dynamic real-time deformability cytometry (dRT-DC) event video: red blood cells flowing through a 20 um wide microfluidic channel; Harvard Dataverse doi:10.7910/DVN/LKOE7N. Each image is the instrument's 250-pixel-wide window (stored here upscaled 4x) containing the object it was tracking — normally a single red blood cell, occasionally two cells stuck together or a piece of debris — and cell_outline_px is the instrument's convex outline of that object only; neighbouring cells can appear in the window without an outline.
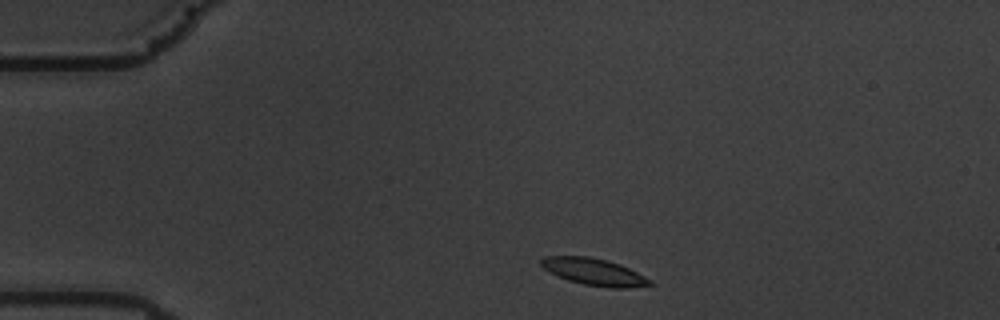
{"species": "common noctule bat (a hibernating species)", "species_latin": "Nyctalus noctula", "temperature_condition": "warm", "stored_images_in_passage": 48, "camera_frame_rate_fps": 3000, "um_per_image_px": 0.085, "animal": {"sex": "male", "body_mass_g": 19.5, "forearm_length_mm": 54.6}, "frame": {"image": 1, "passage_image": 2, "time_ms": 0.333, "image_size_px": [1000, 320], "cell_outline_px": [[656, 284], [628, 288], [608, 288], [584, 284], [568, 280], [556, 276], [548, 272], [540, 264], [540, 260], [544, 256], [588, 256], [608, 260], [620, 264], [652, 280]], "centroid_in_image_um": [50.49, 23.11], "position_along_channel_um": 34.5, "area_um2": 17.22}}
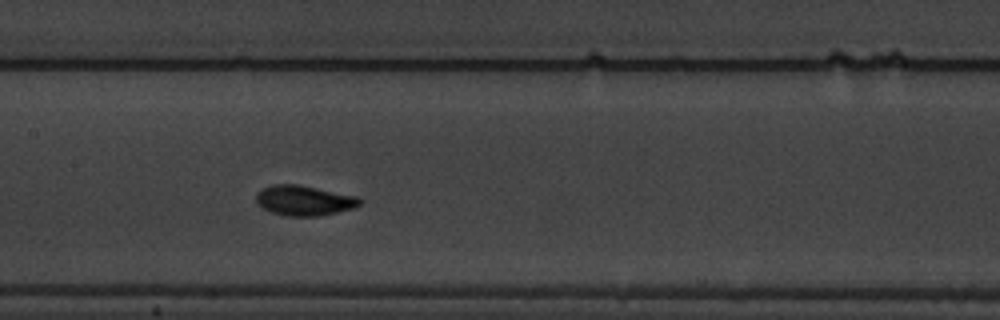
{"frame": {"image": 2, "passage_image": 19, "time_ms": 6.0, "image_size_px": [1000, 320], "cell_outline_px": [[364, 200], [360, 204], [352, 208], [320, 216], [284, 216], [272, 212], [264, 208], [256, 200], [256, 192], [260, 188], [272, 184], [296, 184], [360, 196]], "centroid_in_image_um": [25.86, 17.03], "position_along_channel_um": 181.5, "area_um2": 18.32}}
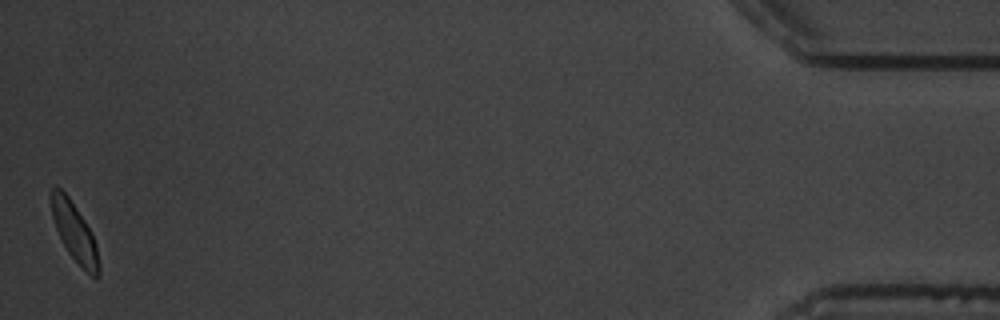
{"frame": {"image": 3, "passage_image": 48, "time_ms": 15.667, "image_size_px": [1000, 320], "cell_outline_px": [[100, 276], [96, 280], [68, 252], [56, 228], [52, 216], [52, 188], [56, 184], [68, 196], [84, 220], [96, 244], [100, 264]], "centroid_in_image_um": [6.36, 19.76], "position_along_channel_um": 428.8, "area_um2": 15.72}, "authors_computed_cell_mechanics": {"area_um2": 17.2244, "velocity_mm_per_s": 3.4668, "shape_relaxation_time_tau1_ms": 4.3508, "shape_relaxation_time_tau2_ms": 1.3719, "deformation_change_tau1": 0.1853, "deformation_change_tau2": 0.0717}}